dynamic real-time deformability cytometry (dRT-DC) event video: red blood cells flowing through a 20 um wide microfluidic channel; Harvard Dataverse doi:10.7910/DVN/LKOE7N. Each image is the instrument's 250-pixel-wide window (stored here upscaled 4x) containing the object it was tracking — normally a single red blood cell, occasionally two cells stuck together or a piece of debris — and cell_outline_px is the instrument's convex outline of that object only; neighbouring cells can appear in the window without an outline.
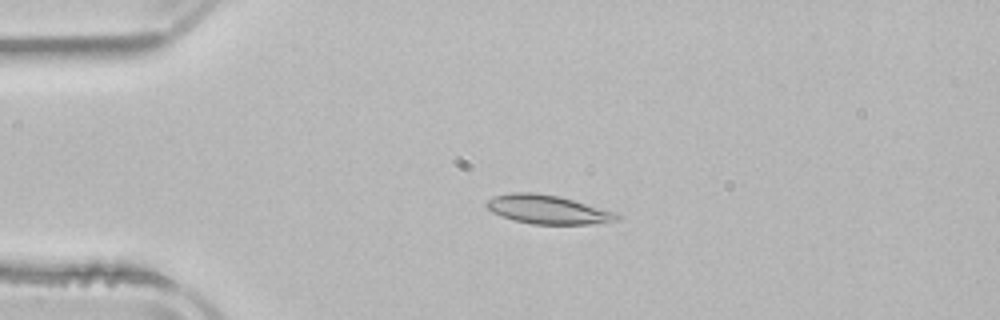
{"species": "common noctule bat (a hibernating species)", "species_latin": "Nyctalus noctula", "temperature_condition": "room temperature", "stored_images_in_passage": 4, "camera_frame_rate_fps": 3000, "um_per_image_px": 0.085, "animal": {"sex": "male", "body_mass_g": 21.5, "forearm_length_mm": 52.0}, "frame": {"image": 1, "passage_image": 3, "time_ms": 2.667, "image_size_px": [1000, 320], "cell_outline_px": [[620, 220], [588, 224], [532, 224], [516, 220], [492, 212], [484, 204], [492, 196], [508, 192], [532, 192], [556, 196], [572, 200], [616, 212], [620, 216]], "centroid_in_image_um": [46.53, 17.8], "position_along_channel_um": 38.5, "area_um2": 21.62}}